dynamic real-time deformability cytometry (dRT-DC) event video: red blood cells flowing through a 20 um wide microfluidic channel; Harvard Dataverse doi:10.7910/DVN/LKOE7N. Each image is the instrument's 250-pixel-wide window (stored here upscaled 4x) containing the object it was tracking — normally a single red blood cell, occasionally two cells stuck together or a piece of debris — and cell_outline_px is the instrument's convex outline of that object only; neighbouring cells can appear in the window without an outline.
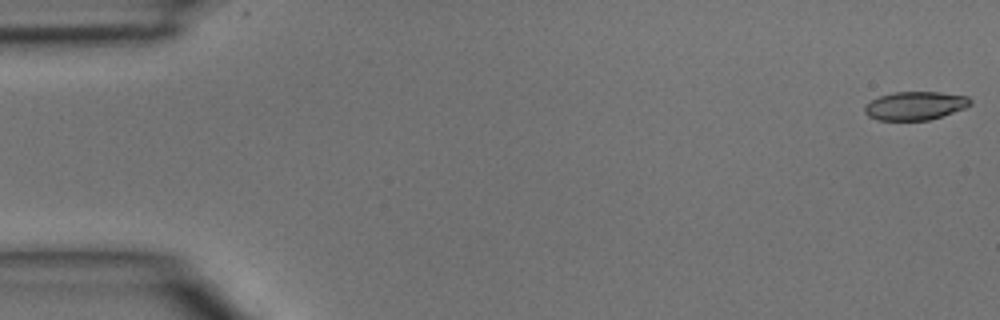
{"species": "common noctule bat (a hibernating species)", "species_latin": "Nyctalus noctula", "temperature_condition": "room temperature", "stored_images_in_passage": 4, "camera_frame_rate_fps": 3000, "um_per_image_px": 0.085, "animal": {"sex": "male", "body_mass_g": 15.6}, "frame": {"image": 1, "passage_image": 1, "time_ms": 0.0, "image_size_px": [1000, 320], "cell_outline_px": [[972, 104], [964, 108], [928, 120], [880, 120], [868, 116], [864, 112], [864, 108], [872, 100], [880, 96], [892, 92], [940, 92], [968, 96], [972, 100]], "centroid_in_image_um": [77.8, 8.98], "position_along_channel_um": 7.2, "area_um2": 17.34}}
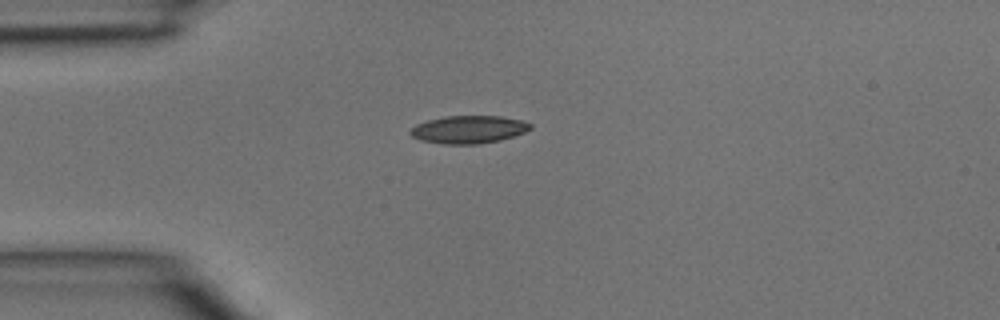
{"frame": {"image": 2, "passage_image": 4, "time_ms": 1.0, "image_size_px": [1000, 320], "cell_outline_px": [[532, 128], [524, 132], [500, 140], [476, 144], [444, 144], [420, 140], [412, 136], [408, 132], [416, 124], [428, 120], [444, 116], [500, 116], [520, 120], [532, 124]], "centroid_in_image_um": [39.81, 11.0], "position_along_channel_um": 45.2, "area_um2": 19.31}}